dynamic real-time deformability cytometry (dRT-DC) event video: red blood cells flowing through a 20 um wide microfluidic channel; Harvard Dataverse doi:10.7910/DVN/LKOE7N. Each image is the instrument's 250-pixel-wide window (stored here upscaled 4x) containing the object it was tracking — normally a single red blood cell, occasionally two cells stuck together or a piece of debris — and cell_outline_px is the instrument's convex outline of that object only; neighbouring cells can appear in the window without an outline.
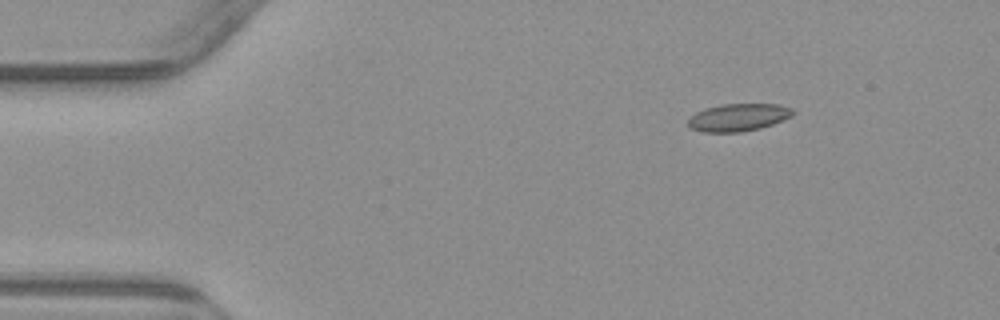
{"species": "common noctule bat (a hibernating species)", "species_latin": "Nyctalus noctula", "temperature_condition": "warm", "stored_images_in_passage": 4, "camera_frame_rate_fps": 3000, "um_per_image_px": 0.085, "animal": {"sex": "male", "body_mass_g": 23.1, "forearm_length_mm": 52.7}, "frame": {"image": 1, "passage_image": 1, "time_ms": 0.0, "image_size_px": [1000, 320], "cell_outline_px": [[792, 116], [772, 124], [760, 128], [740, 132], [704, 132], [692, 128], [688, 124], [688, 120], [696, 112], [704, 108], [720, 104], [780, 104], [792, 108]], "centroid_in_image_um": [62.75, 9.97], "position_along_channel_um": 22.3, "area_um2": 16.7}}
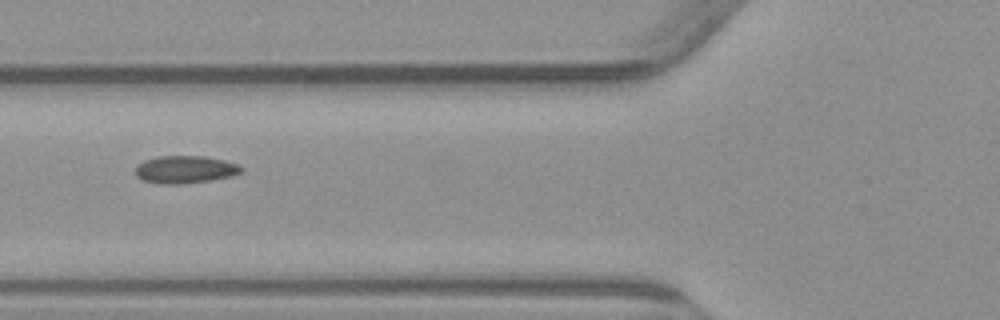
{"frame": {"image": 2, "passage_image": 4, "time_ms": 4.333, "image_size_px": [1000, 320], "cell_outline_px": [[244, 172], [232, 176], [212, 180], [184, 184], [160, 184], [144, 180], [136, 176], [136, 164], [144, 160], [156, 156], [204, 156], [224, 160], [236, 164], [244, 168]], "centroid_in_image_um": [15.74, 14.41], "position_along_channel_um": 110.1, "area_um2": 17.22}}